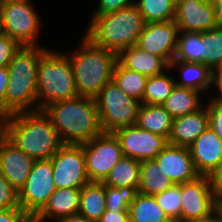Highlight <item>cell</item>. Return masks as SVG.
I'll list each match as a JSON object with an SVG mask.
<instances>
[{
  "label": "cell",
  "mask_w": 222,
  "mask_h": 222,
  "mask_svg": "<svg viewBox=\"0 0 222 222\" xmlns=\"http://www.w3.org/2000/svg\"><path fill=\"white\" fill-rule=\"evenodd\" d=\"M94 99L102 132L113 133L136 124L141 102L126 95L113 80Z\"/></svg>",
  "instance_id": "7"
},
{
  "label": "cell",
  "mask_w": 222,
  "mask_h": 222,
  "mask_svg": "<svg viewBox=\"0 0 222 222\" xmlns=\"http://www.w3.org/2000/svg\"><path fill=\"white\" fill-rule=\"evenodd\" d=\"M181 222L210 218L220 210V200L209 176L181 184Z\"/></svg>",
  "instance_id": "9"
},
{
  "label": "cell",
  "mask_w": 222,
  "mask_h": 222,
  "mask_svg": "<svg viewBox=\"0 0 222 222\" xmlns=\"http://www.w3.org/2000/svg\"><path fill=\"white\" fill-rule=\"evenodd\" d=\"M128 213L130 222H172L152 195L137 193Z\"/></svg>",
  "instance_id": "26"
},
{
  "label": "cell",
  "mask_w": 222,
  "mask_h": 222,
  "mask_svg": "<svg viewBox=\"0 0 222 222\" xmlns=\"http://www.w3.org/2000/svg\"><path fill=\"white\" fill-rule=\"evenodd\" d=\"M89 181L102 182L124 157L118 139L113 133L101 132L82 144Z\"/></svg>",
  "instance_id": "11"
},
{
  "label": "cell",
  "mask_w": 222,
  "mask_h": 222,
  "mask_svg": "<svg viewBox=\"0 0 222 222\" xmlns=\"http://www.w3.org/2000/svg\"><path fill=\"white\" fill-rule=\"evenodd\" d=\"M202 37L206 42L204 65L210 70L219 67L222 62V28L202 32Z\"/></svg>",
  "instance_id": "33"
},
{
  "label": "cell",
  "mask_w": 222,
  "mask_h": 222,
  "mask_svg": "<svg viewBox=\"0 0 222 222\" xmlns=\"http://www.w3.org/2000/svg\"><path fill=\"white\" fill-rule=\"evenodd\" d=\"M30 0H11L0 4L4 33L20 46H38L41 17Z\"/></svg>",
  "instance_id": "8"
},
{
  "label": "cell",
  "mask_w": 222,
  "mask_h": 222,
  "mask_svg": "<svg viewBox=\"0 0 222 222\" xmlns=\"http://www.w3.org/2000/svg\"><path fill=\"white\" fill-rule=\"evenodd\" d=\"M173 119L160 104H141L136 125L141 129L159 134L168 140L172 130Z\"/></svg>",
  "instance_id": "22"
},
{
  "label": "cell",
  "mask_w": 222,
  "mask_h": 222,
  "mask_svg": "<svg viewBox=\"0 0 222 222\" xmlns=\"http://www.w3.org/2000/svg\"><path fill=\"white\" fill-rule=\"evenodd\" d=\"M77 96L74 74L67 53L42 47L37 74L38 110H43L53 102Z\"/></svg>",
  "instance_id": "6"
},
{
  "label": "cell",
  "mask_w": 222,
  "mask_h": 222,
  "mask_svg": "<svg viewBox=\"0 0 222 222\" xmlns=\"http://www.w3.org/2000/svg\"><path fill=\"white\" fill-rule=\"evenodd\" d=\"M205 48L206 42L202 33L179 32L174 60L204 64Z\"/></svg>",
  "instance_id": "30"
},
{
  "label": "cell",
  "mask_w": 222,
  "mask_h": 222,
  "mask_svg": "<svg viewBox=\"0 0 222 222\" xmlns=\"http://www.w3.org/2000/svg\"><path fill=\"white\" fill-rule=\"evenodd\" d=\"M219 222H222V212L219 210Z\"/></svg>",
  "instance_id": "50"
},
{
  "label": "cell",
  "mask_w": 222,
  "mask_h": 222,
  "mask_svg": "<svg viewBox=\"0 0 222 222\" xmlns=\"http://www.w3.org/2000/svg\"><path fill=\"white\" fill-rule=\"evenodd\" d=\"M7 138L34 160L50 159L63 145L43 110L13 114L8 119Z\"/></svg>",
  "instance_id": "2"
},
{
  "label": "cell",
  "mask_w": 222,
  "mask_h": 222,
  "mask_svg": "<svg viewBox=\"0 0 222 222\" xmlns=\"http://www.w3.org/2000/svg\"><path fill=\"white\" fill-rule=\"evenodd\" d=\"M154 160L172 184H183L200 176L195 170L189 147L168 143Z\"/></svg>",
  "instance_id": "16"
},
{
  "label": "cell",
  "mask_w": 222,
  "mask_h": 222,
  "mask_svg": "<svg viewBox=\"0 0 222 222\" xmlns=\"http://www.w3.org/2000/svg\"><path fill=\"white\" fill-rule=\"evenodd\" d=\"M96 222L90 219L85 218L81 214H73L66 217H61L55 220V222Z\"/></svg>",
  "instance_id": "45"
},
{
  "label": "cell",
  "mask_w": 222,
  "mask_h": 222,
  "mask_svg": "<svg viewBox=\"0 0 222 222\" xmlns=\"http://www.w3.org/2000/svg\"><path fill=\"white\" fill-rule=\"evenodd\" d=\"M206 104L209 127L222 141V104L210 100Z\"/></svg>",
  "instance_id": "37"
},
{
  "label": "cell",
  "mask_w": 222,
  "mask_h": 222,
  "mask_svg": "<svg viewBox=\"0 0 222 222\" xmlns=\"http://www.w3.org/2000/svg\"><path fill=\"white\" fill-rule=\"evenodd\" d=\"M8 1H11V0H0V4L8 2Z\"/></svg>",
  "instance_id": "51"
},
{
  "label": "cell",
  "mask_w": 222,
  "mask_h": 222,
  "mask_svg": "<svg viewBox=\"0 0 222 222\" xmlns=\"http://www.w3.org/2000/svg\"><path fill=\"white\" fill-rule=\"evenodd\" d=\"M41 57V46H21L7 65L9 76L5 98L9 118L16 113L38 110L37 74Z\"/></svg>",
  "instance_id": "3"
},
{
  "label": "cell",
  "mask_w": 222,
  "mask_h": 222,
  "mask_svg": "<svg viewBox=\"0 0 222 222\" xmlns=\"http://www.w3.org/2000/svg\"><path fill=\"white\" fill-rule=\"evenodd\" d=\"M178 67L181 70L182 79L175 81L176 86L195 89L202 93L210 89L211 70L203 63L180 60H173L170 63V69Z\"/></svg>",
  "instance_id": "25"
},
{
  "label": "cell",
  "mask_w": 222,
  "mask_h": 222,
  "mask_svg": "<svg viewBox=\"0 0 222 222\" xmlns=\"http://www.w3.org/2000/svg\"><path fill=\"white\" fill-rule=\"evenodd\" d=\"M178 35L179 28L174 21L145 23L136 46L170 64L176 54Z\"/></svg>",
  "instance_id": "14"
},
{
  "label": "cell",
  "mask_w": 222,
  "mask_h": 222,
  "mask_svg": "<svg viewBox=\"0 0 222 222\" xmlns=\"http://www.w3.org/2000/svg\"><path fill=\"white\" fill-rule=\"evenodd\" d=\"M113 134L118 139L123 156L139 162L153 160L168 144L165 137L141 129L136 124L117 129Z\"/></svg>",
  "instance_id": "13"
},
{
  "label": "cell",
  "mask_w": 222,
  "mask_h": 222,
  "mask_svg": "<svg viewBox=\"0 0 222 222\" xmlns=\"http://www.w3.org/2000/svg\"><path fill=\"white\" fill-rule=\"evenodd\" d=\"M200 94L202 92L198 90L175 85L171 94L161 105L173 118H177L194 113L204 107L201 97H199Z\"/></svg>",
  "instance_id": "23"
},
{
  "label": "cell",
  "mask_w": 222,
  "mask_h": 222,
  "mask_svg": "<svg viewBox=\"0 0 222 222\" xmlns=\"http://www.w3.org/2000/svg\"><path fill=\"white\" fill-rule=\"evenodd\" d=\"M215 86V87H214ZM217 88L219 95L210 97V101L222 104V68L216 67L211 69L210 89Z\"/></svg>",
  "instance_id": "41"
},
{
  "label": "cell",
  "mask_w": 222,
  "mask_h": 222,
  "mask_svg": "<svg viewBox=\"0 0 222 222\" xmlns=\"http://www.w3.org/2000/svg\"><path fill=\"white\" fill-rule=\"evenodd\" d=\"M43 111L65 145L85 144L102 132L94 98L77 96L56 101Z\"/></svg>",
  "instance_id": "1"
},
{
  "label": "cell",
  "mask_w": 222,
  "mask_h": 222,
  "mask_svg": "<svg viewBox=\"0 0 222 222\" xmlns=\"http://www.w3.org/2000/svg\"><path fill=\"white\" fill-rule=\"evenodd\" d=\"M33 218L20 207L0 209V222H31Z\"/></svg>",
  "instance_id": "40"
},
{
  "label": "cell",
  "mask_w": 222,
  "mask_h": 222,
  "mask_svg": "<svg viewBox=\"0 0 222 222\" xmlns=\"http://www.w3.org/2000/svg\"><path fill=\"white\" fill-rule=\"evenodd\" d=\"M172 185L171 181L162 174L161 168L154 159L140 163L138 193L154 196Z\"/></svg>",
  "instance_id": "27"
},
{
  "label": "cell",
  "mask_w": 222,
  "mask_h": 222,
  "mask_svg": "<svg viewBox=\"0 0 222 222\" xmlns=\"http://www.w3.org/2000/svg\"><path fill=\"white\" fill-rule=\"evenodd\" d=\"M173 21L179 32L202 33L217 27L216 12L211 0H180L176 2Z\"/></svg>",
  "instance_id": "15"
},
{
  "label": "cell",
  "mask_w": 222,
  "mask_h": 222,
  "mask_svg": "<svg viewBox=\"0 0 222 222\" xmlns=\"http://www.w3.org/2000/svg\"><path fill=\"white\" fill-rule=\"evenodd\" d=\"M154 197L172 222H181V184H173Z\"/></svg>",
  "instance_id": "34"
},
{
  "label": "cell",
  "mask_w": 222,
  "mask_h": 222,
  "mask_svg": "<svg viewBox=\"0 0 222 222\" xmlns=\"http://www.w3.org/2000/svg\"><path fill=\"white\" fill-rule=\"evenodd\" d=\"M18 192L0 172V209L18 208Z\"/></svg>",
  "instance_id": "36"
},
{
  "label": "cell",
  "mask_w": 222,
  "mask_h": 222,
  "mask_svg": "<svg viewBox=\"0 0 222 222\" xmlns=\"http://www.w3.org/2000/svg\"><path fill=\"white\" fill-rule=\"evenodd\" d=\"M207 105L198 111L173 119L168 143L189 147L208 128Z\"/></svg>",
  "instance_id": "19"
},
{
  "label": "cell",
  "mask_w": 222,
  "mask_h": 222,
  "mask_svg": "<svg viewBox=\"0 0 222 222\" xmlns=\"http://www.w3.org/2000/svg\"><path fill=\"white\" fill-rule=\"evenodd\" d=\"M216 12L217 27L222 28V0H211Z\"/></svg>",
  "instance_id": "47"
},
{
  "label": "cell",
  "mask_w": 222,
  "mask_h": 222,
  "mask_svg": "<svg viewBox=\"0 0 222 222\" xmlns=\"http://www.w3.org/2000/svg\"><path fill=\"white\" fill-rule=\"evenodd\" d=\"M138 191L133 187L105 186L106 210L128 212L129 205L134 201Z\"/></svg>",
  "instance_id": "35"
},
{
  "label": "cell",
  "mask_w": 222,
  "mask_h": 222,
  "mask_svg": "<svg viewBox=\"0 0 222 222\" xmlns=\"http://www.w3.org/2000/svg\"><path fill=\"white\" fill-rule=\"evenodd\" d=\"M8 67L4 66L0 68V114L6 116V91L8 85Z\"/></svg>",
  "instance_id": "42"
},
{
  "label": "cell",
  "mask_w": 222,
  "mask_h": 222,
  "mask_svg": "<svg viewBox=\"0 0 222 222\" xmlns=\"http://www.w3.org/2000/svg\"><path fill=\"white\" fill-rule=\"evenodd\" d=\"M79 49L67 54L78 96L95 98L112 80L117 54L92 43L83 37Z\"/></svg>",
  "instance_id": "4"
},
{
  "label": "cell",
  "mask_w": 222,
  "mask_h": 222,
  "mask_svg": "<svg viewBox=\"0 0 222 222\" xmlns=\"http://www.w3.org/2000/svg\"><path fill=\"white\" fill-rule=\"evenodd\" d=\"M135 6L145 23L173 21L175 16V0H136Z\"/></svg>",
  "instance_id": "31"
},
{
  "label": "cell",
  "mask_w": 222,
  "mask_h": 222,
  "mask_svg": "<svg viewBox=\"0 0 222 222\" xmlns=\"http://www.w3.org/2000/svg\"><path fill=\"white\" fill-rule=\"evenodd\" d=\"M117 61L125 68L152 77L170 70V64L162 57L148 53L136 45L117 55ZM165 69V70H164Z\"/></svg>",
  "instance_id": "21"
},
{
  "label": "cell",
  "mask_w": 222,
  "mask_h": 222,
  "mask_svg": "<svg viewBox=\"0 0 222 222\" xmlns=\"http://www.w3.org/2000/svg\"><path fill=\"white\" fill-rule=\"evenodd\" d=\"M8 116L0 114V145L7 138Z\"/></svg>",
  "instance_id": "46"
},
{
  "label": "cell",
  "mask_w": 222,
  "mask_h": 222,
  "mask_svg": "<svg viewBox=\"0 0 222 222\" xmlns=\"http://www.w3.org/2000/svg\"><path fill=\"white\" fill-rule=\"evenodd\" d=\"M33 162L8 138L0 145V172L17 192L24 186Z\"/></svg>",
  "instance_id": "18"
},
{
  "label": "cell",
  "mask_w": 222,
  "mask_h": 222,
  "mask_svg": "<svg viewBox=\"0 0 222 222\" xmlns=\"http://www.w3.org/2000/svg\"><path fill=\"white\" fill-rule=\"evenodd\" d=\"M55 190L51 159L34 160L30 174L18 192L19 206L33 218Z\"/></svg>",
  "instance_id": "10"
},
{
  "label": "cell",
  "mask_w": 222,
  "mask_h": 222,
  "mask_svg": "<svg viewBox=\"0 0 222 222\" xmlns=\"http://www.w3.org/2000/svg\"><path fill=\"white\" fill-rule=\"evenodd\" d=\"M176 83L165 71L162 74L148 77L143 94V104H162L171 94Z\"/></svg>",
  "instance_id": "32"
},
{
  "label": "cell",
  "mask_w": 222,
  "mask_h": 222,
  "mask_svg": "<svg viewBox=\"0 0 222 222\" xmlns=\"http://www.w3.org/2000/svg\"><path fill=\"white\" fill-rule=\"evenodd\" d=\"M20 47L21 46L8 35L3 34L0 36V68L10 63L14 54Z\"/></svg>",
  "instance_id": "38"
},
{
  "label": "cell",
  "mask_w": 222,
  "mask_h": 222,
  "mask_svg": "<svg viewBox=\"0 0 222 222\" xmlns=\"http://www.w3.org/2000/svg\"><path fill=\"white\" fill-rule=\"evenodd\" d=\"M81 189H56L44 207L33 217L34 222H45L47 218L58 219L77 214L80 207Z\"/></svg>",
  "instance_id": "20"
},
{
  "label": "cell",
  "mask_w": 222,
  "mask_h": 222,
  "mask_svg": "<svg viewBox=\"0 0 222 222\" xmlns=\"http://www.w3.org/2000/svg\"><path fill=\"white\" fill-rule=\"evenodd\" d=\"M214 192L216 193L217 198L221 201L222 200V164L220 165L219 169L212 175L211 177Z\"/></svg>",
  "instance_id": "44"
},
{
  "label": "cell",
  "mask_w": 222,
  "mask_h": 222,
  "mask_svg": "<svg viewBox=\"0 0 222 222\" xmlns=\"http://www.w3.org/2000/svg\"><path fill=\"white\" fill-rule=\"evenodd\" d=\"M56 189H81L89 182L82 145H65L50 158Z\"/></svg>",
  "instance_id": "12"
},
{
  "label": "cell",
  "mask_w": 222,
  "mask_h": 222,
  "mask_svg": "<svg viewBox=\"0 0 222 222\" xmlns=\"http://www.w3.org/2000/svg\"><path fill=\"white\" fill-rule=\"evenodd\" d=\"M97 222H130L129 213L105 210Z\"/></svg>",
  "instance_id": "43"
},
{
  "label": "cell",
  "mask_w": 222,
  "mask_h": 222,
  "mask_svg": "<svg viewBox=\"0 0 222 222\" xmlns=\"http://www.w3.org/2000/svg\"><path fill=\"white\" fill-rule=\"evenodd\" d=\"M105 210V185L102 182L89 181L81 188L78 213L97 222Z\"/></svg>",
  "instance_id": "24"
},
{
  "label": "cell",
  "mask_w": 222,
  "mask_h": 222,
  "mask_svg": "<svg viewBox=\"0 0 222 222\" xmlns=\"http://www.w3.org/2000/svg\"><path fill=\"white\" fill-rule=\"evenodd\" d=\"M140 163L133 158L123 157L102 181L105 186L115 188L133 187L138 191Z\"/></svg>",
  "instance_id": "28"
},
{
  "label": "cell",
  "mask_w": 222,
  "mask_h": 222,
  "mask_svg": "<svg viewBox=\"0 0 222 222\" xmlns=\"http://www.w3.org/2000/svg\"><path fill=\"white\" fill-rule=\"evenodd\" d=\"M112 80L126 95L143 104V94L148 80L146 75L129 70L117 61L113 70Z\"/></svg>",
  "instance_id": "29"
},
{
  "label": "cell",
  "mask_w": 222,
  "mask_h": 222,
  "mask_svg": "<svg viewBox=\"0 0 222 222\" xmlns=\"http://www.w3.org/2000/svg\"><path fill=\"white\" fill-rule=\"evenodd\" d=\"M4 33V28H3V19H2V13L0 9V36H2Z\"/></svg>",
  "instance_id": "49"
},
{
  "label": "cell",
  "mask_w": 222,
  "mask_h": 222,
  "mask_svg": "<svg viewBox=\"0 0 222 222\" xmlns=\"http://www.w3.org/2000/svg\"><path fill=\"white\" fill-rule=\"evenodd\" d=\"M187 222H219V211L210 218L201 219V220H191Z\"/></svg>",
  "instance_id": "48"
},
{
  "label": "cell",
  "mask_w": 222,
  "mask_h": 222,
  "mask_svg": "<svg viewBox=\"0 0 222 222\" xmlns=\"http://www.w3.org/2000/svg\"><path fill=\"white\" fill-rule=\"evenodd\" d=\"M189 150L200 176L212 177L222 164V141L209 126L189 146Z\"/></svg>",
  "instance_id": "17"
},
{
  "label": "cell",
  "mask_w": 222,
  "mask_h": 222,
  "mask_svg": "<svg viewBox=\"0 0 222 222\" xmlns=\"http://www.w3.org/2000/svg\"><path fill=\"white\" fill-rule=\"evenodd\" d=\"M144 25L142 14L134 5L92 16L85 36L95 45L118 55L124 49L136 45Z\"/></svg>",
  "instance_id": "5"
},
{
  "label": "cell",
  "mask_w": 222,
  "mask_h": 222,
  "mask_svg": "<svg viewBox=\"0 0 222 222\" xmlns=\"http://www.w3.org/2000/svg\"><path fill=\"white\" fill-rule=\"evenodd\" d=\"M136 1L133 0H99V6L92 13V16L104 15L111 12H116L120 9L134 6Z\"/></svg>",
  "instance_id": "39"
}]
</instances>
